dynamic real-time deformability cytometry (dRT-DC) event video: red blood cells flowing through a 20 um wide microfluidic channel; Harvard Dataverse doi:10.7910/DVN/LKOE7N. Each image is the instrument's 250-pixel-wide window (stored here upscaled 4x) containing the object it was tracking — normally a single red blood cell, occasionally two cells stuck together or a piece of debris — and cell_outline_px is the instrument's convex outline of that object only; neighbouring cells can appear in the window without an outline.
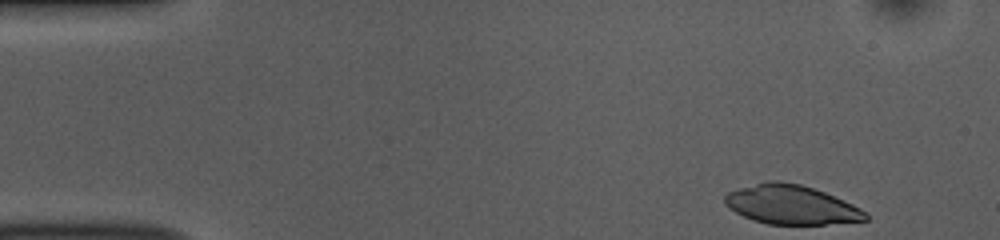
{"species": "common noctule bat (a hibernating species)", "species_latin": "Nyctalus noctula", "temperature_condition": "room temperature", "stored_images_in_passage": 49, "camera_frame_rate_fps": 3000, "um_per_image_px": 0.085, "animal": {"sex": "female", "body_mass_g": 10.0, "forearm_length_mm": 53.1}, "frame": {"image": 1, "passage_image": 1, "time_ms": 0.0, "image_size_px": [1000, 240], "cell_outline_px": [[868, 220], [824, 224], [768, 224], [752, 220], [728, 208], [724, 204], [724, 196], [728, 192], [740, 188], [768, 180], [780, 180], [800, 184], [824, 192], [852, 204], [868, 212]], "centroid_in_image_um": [67.23, 17.4], "position_along_channel_um": 17.8, "area_um2": 32.02}}